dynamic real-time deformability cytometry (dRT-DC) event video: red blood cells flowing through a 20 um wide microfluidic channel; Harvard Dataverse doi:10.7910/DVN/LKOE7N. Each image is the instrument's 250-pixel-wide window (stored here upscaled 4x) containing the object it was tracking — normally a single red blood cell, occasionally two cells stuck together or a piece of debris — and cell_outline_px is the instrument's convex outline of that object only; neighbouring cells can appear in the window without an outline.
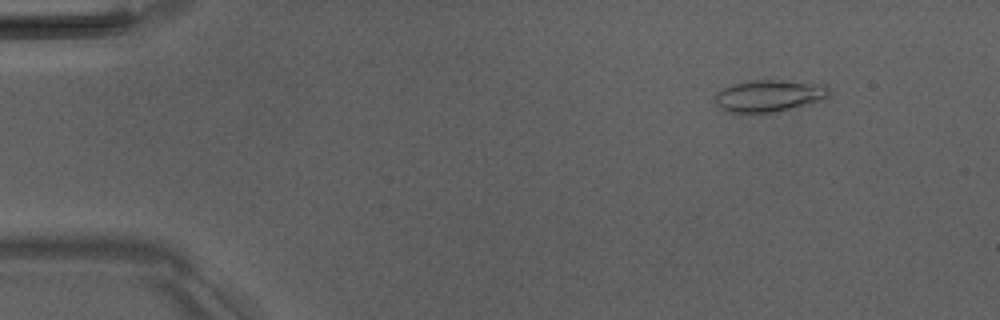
{"species": "Egyptian fruit bat (a non-hibernating species)", "species_latin": "Rousettus aegyptiacus", "temperature_condition": "room temperature", "stored_images_in_passage": 5, "camera_frame_rate_fps": 3000, "um_per_image_px": 0.085, "animal": {"sex": "male"}, "frame": {"image": 1, "passage_image": 2, "time_ms": 1.333, "image_size_px": [1000, 320], "cell_outline_px": [[832, 88], [828, 96], [824, 100], [808, 104], [772, 112], [732, 112], [720, 108], [716, 104], [716, 92], [732, 84], [752, 80], [780, 80], [828, 84]], "centroid_in_image_um": [65.45, 8.12], "position_along_channel_um": 19.6, "area_um2": 21.21}}